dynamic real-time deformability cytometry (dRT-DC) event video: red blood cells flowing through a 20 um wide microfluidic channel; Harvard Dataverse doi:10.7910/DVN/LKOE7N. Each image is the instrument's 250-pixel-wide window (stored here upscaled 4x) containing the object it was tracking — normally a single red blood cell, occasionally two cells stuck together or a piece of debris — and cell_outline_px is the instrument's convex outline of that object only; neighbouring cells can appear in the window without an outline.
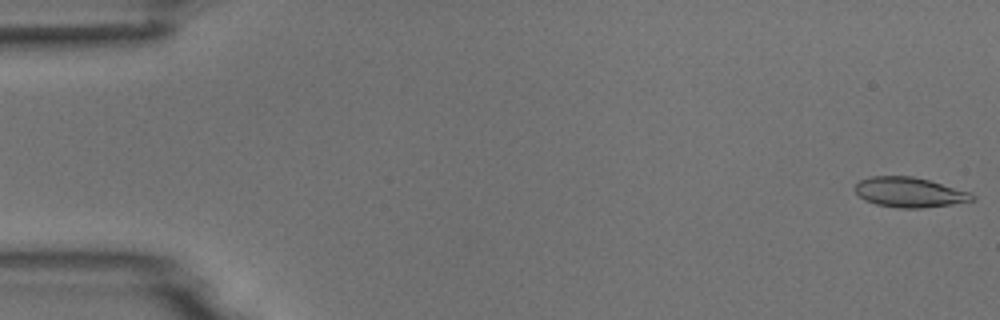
{"species": "common noctule bat (a hibernating species)", "species_latin": "Nyctalus noctula", "temperature_condition": "room temperature", "stored_images_in_passage": 5, "camera_frame_rate_fps": 3000, "um_per_image_px": 0.085, "animal": {"sex": "male", "body_mass_g": 18.8}, "frame": {"image": 1, "passage_image": 1, "time_ms": 0.0, "image_size_px": [1000, 320], "cell_outline_px": [[976, 200], [952, 204], [920, 208], [900, 208], [876, 204], [864, 200], [856, 192], [856, 184], [860, 180], [872, 176], [912, 176], [928, 180], [972, 192], [976, 196]], "centroid_in_image_um": [77.35, 16.35], "position_along_channel_um": 7.7, "area_um2": 20.4}}
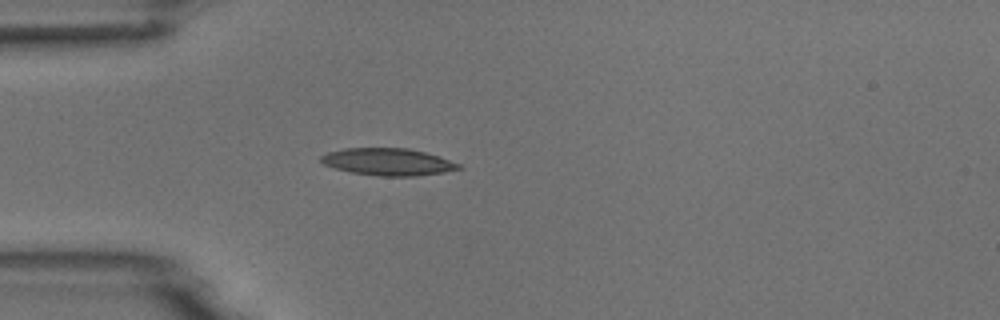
{"frame": {"image": 2, "passage_image": 5, "time_ms": 4.667, "image_size_px": [1000, 320], "cell_outline_px": [[464, 168], [444, 172], [416, 176], [380, 176], [352, 172], [336, 168], [324, 164], [320, 160], [320, 156], [328, 152], [344, 148], [408, 148], [440, 156], [460, 164]], "centroid_in_image_um": [33.01, 13.75], "position_along_channel_um": 52.0, "area_um2": 21.73}}